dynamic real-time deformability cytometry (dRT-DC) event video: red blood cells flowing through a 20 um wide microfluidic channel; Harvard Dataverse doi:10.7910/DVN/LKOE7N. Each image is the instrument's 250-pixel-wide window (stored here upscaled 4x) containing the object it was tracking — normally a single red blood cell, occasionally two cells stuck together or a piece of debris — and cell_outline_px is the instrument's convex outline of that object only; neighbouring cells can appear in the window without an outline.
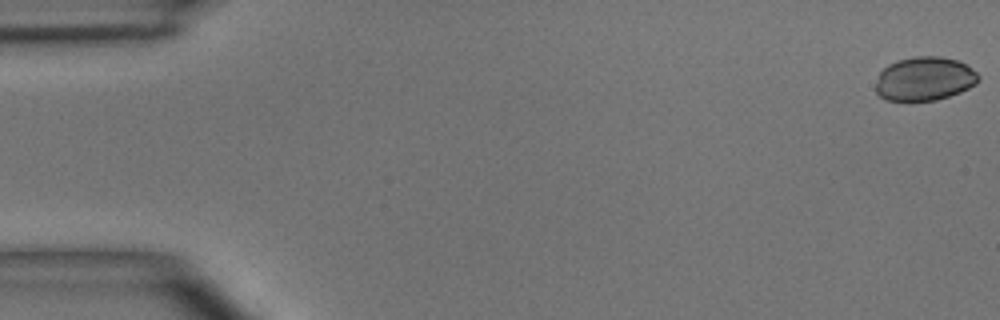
{"species": "common noctule bat (a hibernating species)", "species_latin": "Nyctalus noctula", "temperature_condition": "room temperature", "stored_images_in_passage": 5, "camera_frame_rate_fps": 3000, "um_per_image_px": 0.085, "animal": {"sex": "male", "body_mass_g": 15.6}, "frame": {"image": 1, "passage_image": 1, "time_ms": 0.0, "image_size_px": [1000, 320], "cell_outline_px": [[980, 80], [976, 84], [960, 92], [936, 100], [888, 100], [880, 96], [876, 92], [876, 84], [880, 72], [888, 64], [896, 60], [916, 56], [940, 56], [956, 60], [964, 64], [976, 72], [980, 76]], "centroid_in_image_um": [78.59, 6.69], "position_along_channel_um": 6.4, "area_um2": 26.07}}
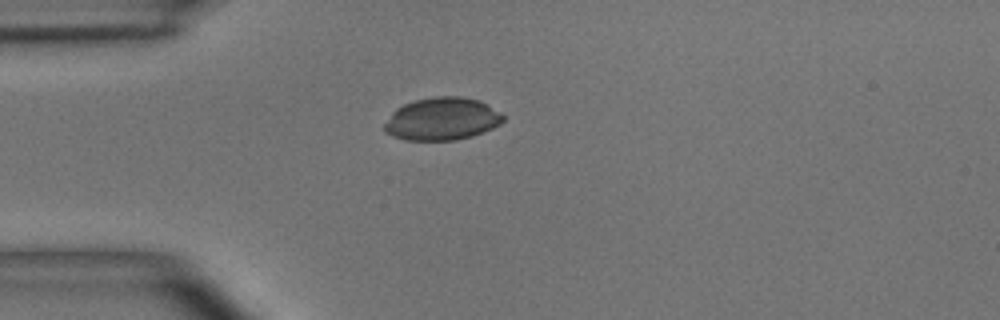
{"frame": {"image": 2, "passage_image": 5, "time_ms": 4.333, "image_size_px": [1000, 320], "cell_outline_px": [[504, 120], [500, 124], [484, 132], [472, 136], [456, 140], [404, 140], [392, 136], [384, 132], [384, 124], [392, 112], [396, 108], [404, 104], [416, 100], [436, 96], [460, 96], [480, 100], [500, 112], [504, 116]], "centroid_in_image_um": [37.57, 10.11], "position_along_channel_um": 47.4, "area_um2": 29.65}}